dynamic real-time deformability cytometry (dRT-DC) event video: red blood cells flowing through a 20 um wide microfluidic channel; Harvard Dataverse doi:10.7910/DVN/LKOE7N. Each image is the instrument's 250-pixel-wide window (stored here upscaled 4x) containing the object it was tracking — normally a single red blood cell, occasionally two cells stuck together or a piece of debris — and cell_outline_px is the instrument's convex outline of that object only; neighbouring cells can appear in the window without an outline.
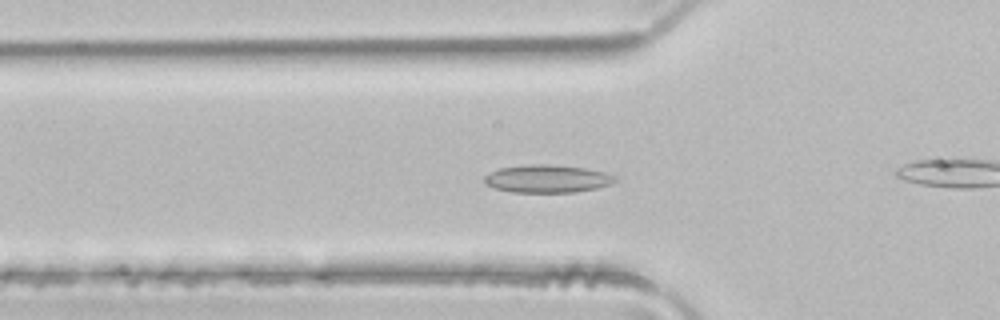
{"species": "common noctule bat (a hibernating species)", "species_latin": "Nyctalus noctula", "temperature_condition": "room temperature", "stored_images_in_passage": 46, "camera_frame_rate_fps": 3000, "um_per_image_px": 0.085, "animal": {"sex": "male", "body_mass_g": 21.5, "forearm_length_mm": 52.0}, "frame": {"image": 1, "passage_image": 12, "time_ms": 3.667, "image_size_px": [1000, 320], "cell_outline_px": [[616, 180], [612, 184], [596, 188], [576, 192], [512, 192], [496, 188], [484, 184], [484, 176], [500, 168], [532, 164], [548, 164], [584, 168], [604, 172], [616, 176]], "centroid_in_image_um": [46.53, 15.2], "position_along_channel_um": 79.3, "area_um2": 21.04}}
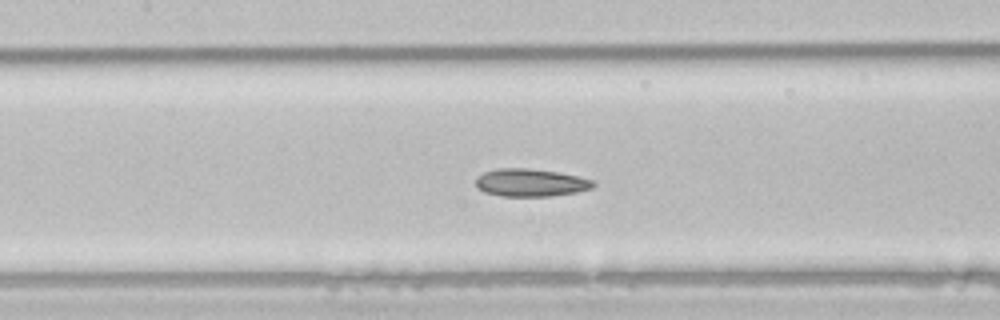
{"frame": {"image": 2, "passage_image": 18, "time_ms": 5.667, "image_size_px": [1000, 320], "cell_outline_px": [[596, 184], [592, 188], [576, 192], [548, 196], [500, 196], [484, 192], [476, 184], [476, 176], [484, 172], [496, 168], [528, 168], [556, 172], [596, 180]], "centroid_in_image_um": [45.1, 15.52], "position_along_channel_um": 162.3, "area_um2": 18.96}}
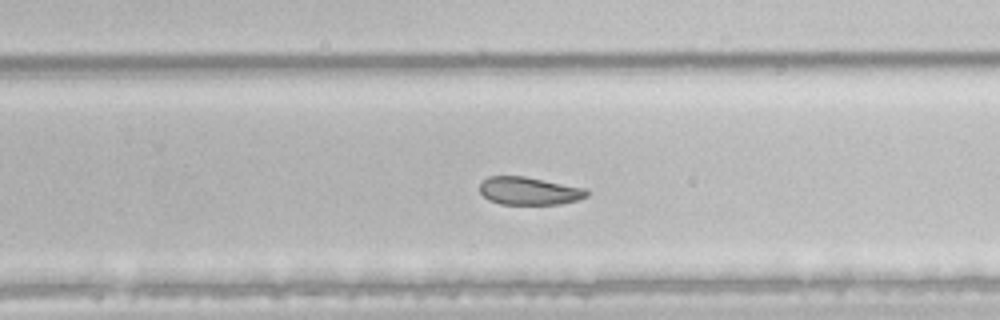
{"frame": {"image": 3, "passage_image": 27, "time_ms": 8.667, "image_size_px": [1000, 320], "cell_outline_px": [[588, 196], [576, 200], [560, 204], [500, 204], [488, 200], [480, 192], [480, 184], [488, 176], [524, 176], [584, 188], [588, 192]], "centroid_in_image_um": [44.94, 16.23], "position_along_channel_um": 284.9, "area_um2": 17.22}, "authors_computed_cell_mechanics": {"area_um2": 21.386, "velocity_mm_per_s": 4.1022, "shape_relaxation_time_tau1_ms": 4.7274, "shape_relaxation_time_tau2_ms": 4.9511, "deformation_change_tau1": 0.1122, "deformation_change_tau2": 0.1088}}